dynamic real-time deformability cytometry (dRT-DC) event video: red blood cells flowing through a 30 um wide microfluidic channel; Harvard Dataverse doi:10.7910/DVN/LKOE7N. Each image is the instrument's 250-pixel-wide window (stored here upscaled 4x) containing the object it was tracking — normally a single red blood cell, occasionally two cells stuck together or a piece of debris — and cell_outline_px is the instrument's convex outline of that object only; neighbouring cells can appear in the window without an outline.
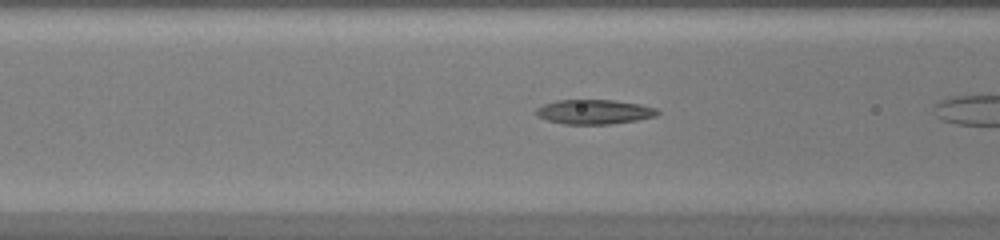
{"species": "common noctule bat (a hibernating species)", "species_latin": "Nyctalus noctula", "temperature_condition": "warm", "stored_images_in_passage": 15, "camera_frame_rate_fps": 3000, "um_per_image_px": 0.085, "animal": {"sex": "female", "body_mass_g": 20.0, "forearm_length_mm": 54.0}, "frame": {"image": 1, "passage_image": 9, "time_ms": 2.667, "image_size_px": [1000, 240], "cell_outline_px": [[660, 112], [656, 116], [636, 120], [608, 124], [564, 124], [548, 120], [536, 116], [536, 108], [544, 104], [556, 100], [612, 100], [640, 104], [656, 108]], "centroid_in_image_um": [50.49, 9.5], "position_along_channel_um": 116.1, "area_um2": 17.28}}